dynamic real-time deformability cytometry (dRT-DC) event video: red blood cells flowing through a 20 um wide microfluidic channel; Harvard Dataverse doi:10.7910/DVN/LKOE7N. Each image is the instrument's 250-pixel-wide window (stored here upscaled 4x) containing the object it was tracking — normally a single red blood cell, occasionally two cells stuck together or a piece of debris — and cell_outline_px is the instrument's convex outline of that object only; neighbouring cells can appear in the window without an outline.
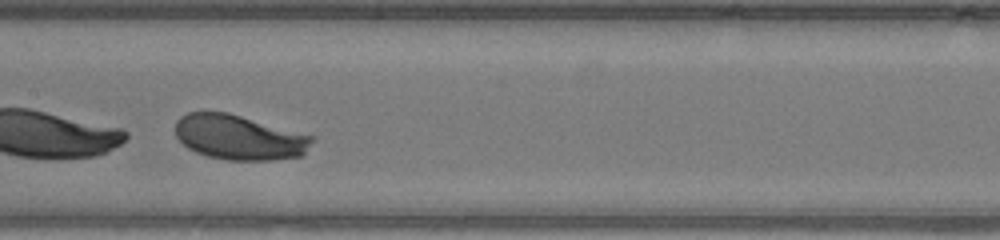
{"species": "human", "species_latin": "Homo sapiens", "temperature_condition": "warm", "stored_images_in_passage": 26, "camera_frame_rate_fps": 3000, "um_per_image_px": 0.085, "donor": {"sex": "male"}, "frame": {"image": 1, "passage_image": 11, "time_ms": 3.333, "image_size_px": [1000, 240], "cell_outline_px": [[316, 136], [304, 156], [272, 160], [228, 160], [208, 156], [196, 152], [188, 148], [176, 136], [176, 120], [180, 116], [188, 112], [228, 112]], "centroid_in_image_um": [20.37, 11.67], "position_along_channel_um": 187.0, "area_um2": 36.01}}
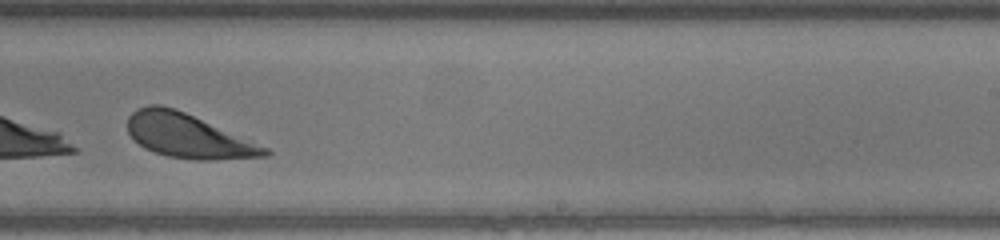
{"frame": {"image": 2, "passage_image": 17, "time_ms": 5.333, "image_size_px": [1000, 240], "cell_outline_px": [[272, 152], [268, 156], [212, 160], [196, 160], [168, 156], [144, 148], [132, 140], [128, 132], [128, 116], [136, 108], [148, 104], [160, 104], [176, 108], [268, 148]], "centroid_in_image_um": [15.93, 11.54], "position_along_channel_um": 273.1, "area_um2": 35.26}}
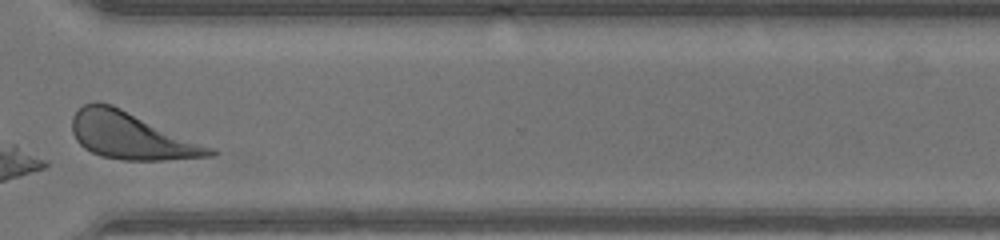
{"frame": {"image": 3, "passage_image": 23, "time_ms": 7.333, "image_size_px": [1000, 240], "cell_outline_px": [[220, 152], [216, 156], [164, 160], [124, 160], [100, 156], [84, 148], [76, 140], [72, 132], [72, 116], [84, 104], [96, 100], [112, 104], [212, 148]], "centroid_in_image_um": [11.13, 11.54], "position_along_channel_um": 359.5, "area_um2": 37.4}, "authors_computed_cell_mechanics": {"area_um2": 36.5296, "velocity_mm_per_s": 4.3181, "shape_relaxation_time_tau1_ms": 0.8055, "shape_relaxation_time_tau2_ms": 9.0353, "deformation_change_tau1": 0.3066, "deformation_change_tau2": 0.2343}}